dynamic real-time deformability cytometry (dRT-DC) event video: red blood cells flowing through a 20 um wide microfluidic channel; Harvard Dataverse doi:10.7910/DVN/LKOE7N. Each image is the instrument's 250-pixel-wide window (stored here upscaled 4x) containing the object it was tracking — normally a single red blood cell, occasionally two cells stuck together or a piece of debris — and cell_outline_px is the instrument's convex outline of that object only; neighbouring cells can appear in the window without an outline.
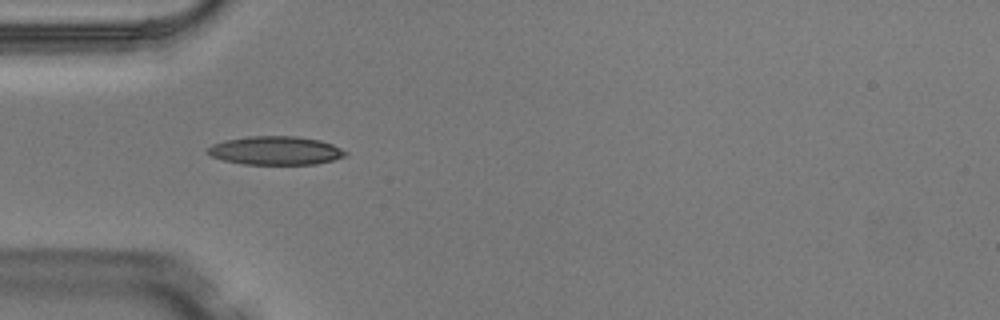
{"species": "Egyptian fruit bat (a non-hibernating species)", "species_latin": "Rousettus aegyptiacus", "temperature_condition": "warm", "stored_images_in_passage": 6, "camera_frame_rate_fps": 3000, "um_per_image_px": 0.085, "animal": {"sex": "male"}, "frame": {"image": 1, "passage_image": 4, "time_ms": 1.0, "image_size_px": [1000, 320], "cell_outline_px": [[348, 156], [316, 164], [244, 164], [224, 160], [212, 156], [208, 152], [208, 148], [212, 144], [224, 140], [248, 136], [296, 136], [320, 140], [332, 144], [348, 152]], "centroid_in_image_um": [23.46, 12.79], "position_along_channel_um": 61.5, "area_um2": 22.89}}
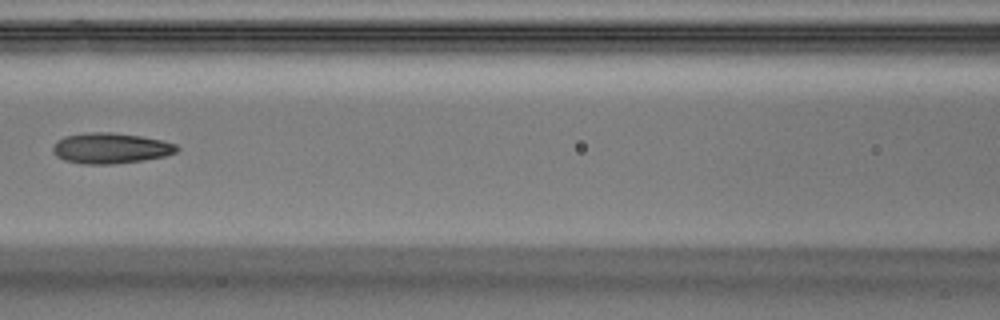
{"frame": {"image": 2, "passage_image": 6, "time_ms": 1.667, "image_size_px": [1000, 320], "cell_outline_px": [[180, 148], [176, 152], [164, 156], [144, 160], [112, 164], [84, 164], [64, 160], [56, 156], [52, 152], [52, 148], [56, 140], [64, 136], [88, 132], [112, 132], [140, 136], [160, 140], [176, 144]], "centroid_in_image_um": [9.36, 12.59], "position_along_channel_um": 157.2, "area_um2": 22.2}}